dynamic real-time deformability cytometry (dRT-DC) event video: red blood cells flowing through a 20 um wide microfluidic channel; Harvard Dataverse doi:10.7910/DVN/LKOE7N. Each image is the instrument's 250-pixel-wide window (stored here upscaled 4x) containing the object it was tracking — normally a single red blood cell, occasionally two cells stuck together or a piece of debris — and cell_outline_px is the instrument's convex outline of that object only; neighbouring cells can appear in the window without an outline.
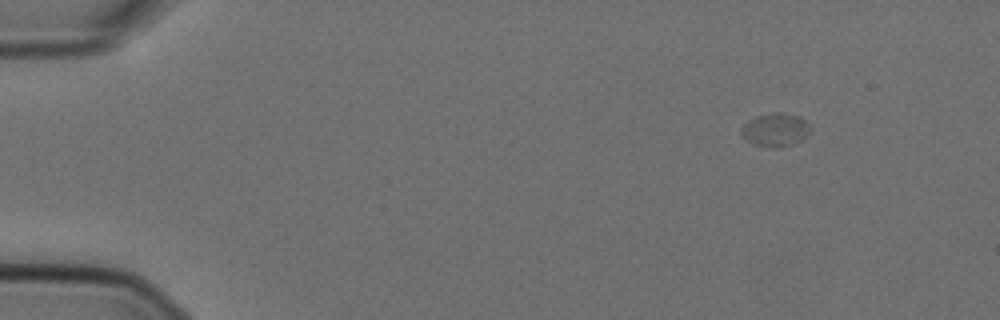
{"species": "Egyptian fruit bat (a non-hibernating species)", "species_latin": "Rousettus aegyptiacus", "temperature_condition": "cold", "stored_images_in_passage": 51, "camera_frame_rate_fps": 3000, "um_per_image_px": 0.085, "animal": {"sex": "female"}, "frame": {"image": 1, "passage_image": 1, "time_ms": 0.0, "image_size_px": [1000, 320], "cell_outline_px": [[812, 132], [804, 140], [796, 144], [780, 148], [768, 148], [752, 144], [740, 136], [740, 128], [748, 120], [756, 116], [772, 112], [784, 112], [800, 116], [812, 128]], "centroid_in_image_um": [65.93, 11.06], "position_along_channel_um": 19.1, "area_um2": 14.16}}
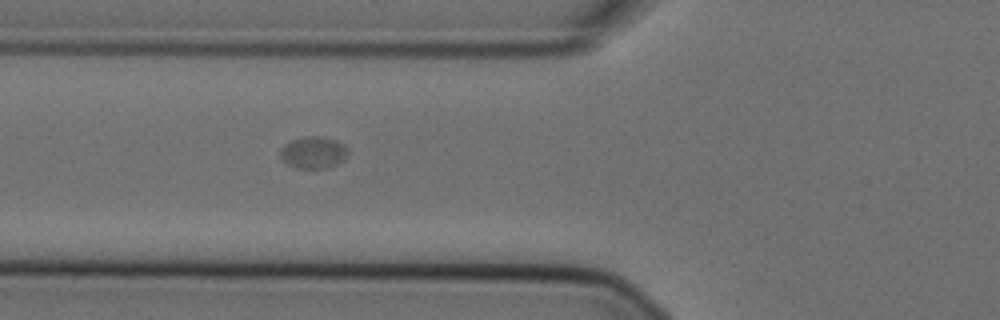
{"frame": {"image": 2, "passage_image": 16, "time_ms": 5.0, "image_size_px": [1000, 320], "cell_outline_px": [[348, 156], [344, 160], [328, 168], [296, 168], [280, 160], [280, 148], [284, 144], [292, 140], [308, 136], [320, 136], [336, 140], [344, 144], [348, 148]], "centroid_in_image_um": [26.64, 12.96], "position_along_channel_um": 99.2, "area_um2": 12.77}}
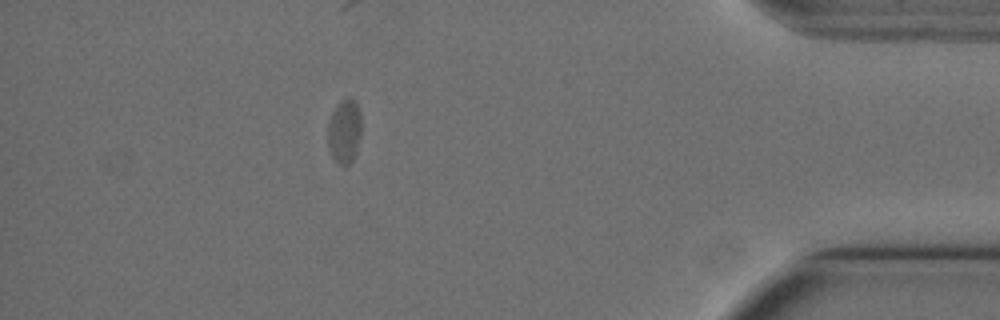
{"frame": {"image": 3, "passage_image": 45, "time_ms": 14.667, "image_size_px": [1000, 320], "cell_outline_px": [[360, 136], [356, 152], [352, 160], [344, 168], [332, 156], [328, 144], [328, 124], [332, 112], [336, 104], [340, 100], [348, 96], [352, 96], [356, 100], [360, 112]], "centroid_in_image_um": [29.28, 11.1], "position_along_channel_um": 405.9, "area_um2": 12.72}}